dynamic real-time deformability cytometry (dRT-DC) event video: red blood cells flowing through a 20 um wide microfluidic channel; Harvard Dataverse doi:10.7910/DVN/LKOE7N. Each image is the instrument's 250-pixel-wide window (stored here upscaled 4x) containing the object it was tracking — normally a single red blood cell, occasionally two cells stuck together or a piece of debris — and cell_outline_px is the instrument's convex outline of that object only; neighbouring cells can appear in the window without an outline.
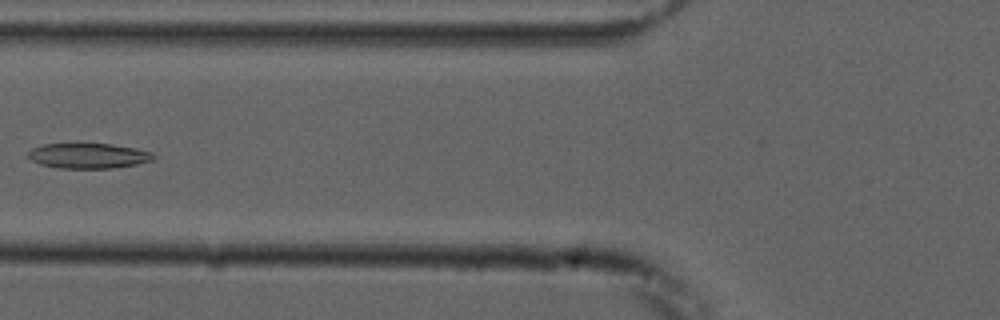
{"species": "common noctule bat (a hibernating species)", "species_latin": "Nyctalus noctula", "temperature_condition": "cold", "stored_images_in_passage": 8, "camera_frame_rate_fps": 3000, "um_per_image_px": 0.085, "animal": {"sex": "male", "forearm_length_mm": 52.5}, "frame": {"image": 1, "passage_image": 7, "time_ms": 8.0, "image_size_px": [1000, 320], "cell_outline_px": [[156, 156], [152, 160], [136, 164], [112, 168], [60, 168], [40, 164], [32, 160], [28, 156], [28, 152], [32, 148], [44, 144], [76, 140], [80, 140], [112, 144], [136, 148], [152, 152]], "centroid_in_image_um": [7.48, 13.18], "position_along_channel_um": 118.3, "area_um2": 19.31}}
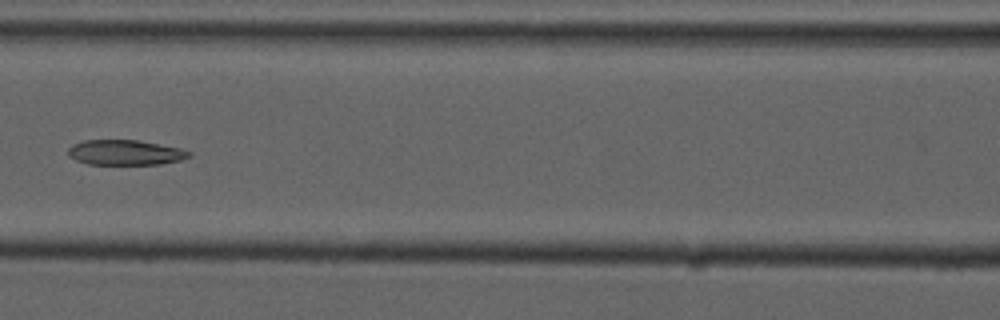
{"frame": {"image": 2, "passage_image": 8, "time_ms": 9.0, "image_size_px": [1000, 320], "cell_outline_px": [[192, 156], [180, 160], [160, 164], [88, 164], [76, 160], [68, 156], [68, 148], [72, 144], [84, 140], [136, 140], [180, 148], [192, 152]], "centroid_in_image_um": [10.63, 12.96], "position_along_channel_um": 156.0, "area_um2": 17.69}}